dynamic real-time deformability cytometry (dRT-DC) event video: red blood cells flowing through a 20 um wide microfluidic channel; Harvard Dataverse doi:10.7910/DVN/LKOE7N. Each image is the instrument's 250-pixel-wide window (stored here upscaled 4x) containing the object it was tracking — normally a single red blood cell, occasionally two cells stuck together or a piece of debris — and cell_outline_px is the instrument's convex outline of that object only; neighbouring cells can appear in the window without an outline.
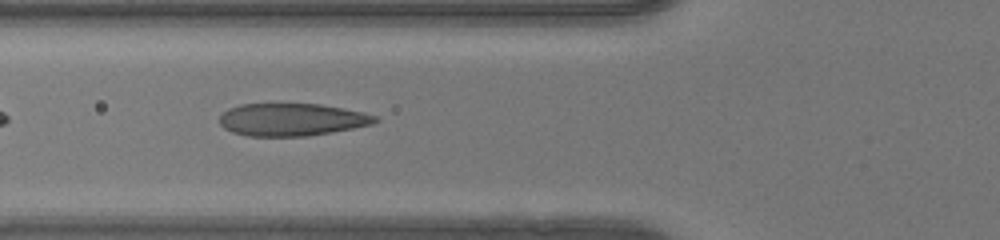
{"species": "human", "species_latin": "Homo sapiens", "temperature_condition": "warm", "stored_images_in_passage": 37, "camera_frame_rate_fps": 3000, "um_per_image_px": 0.085, "donor": {"sex": "female"}, "frame": {"image": 1, "passage_image": 6, "time_ms": 1.667, "image_size_px": [1000, 240], "cell_outline_px": [[380, 120], [372, 124], [332, 132], [308, 136], [248, 136], [232, 132], [224, 128], [220, 124], [220, 116], [228, 108], [240, 104], [320, 104], [344, 108], [364, 112], [376, 116]], "centroid_in_image_um": [24.81, 10.16], "position_along_channel_um": 101.0, "area_um2": 29.54}}
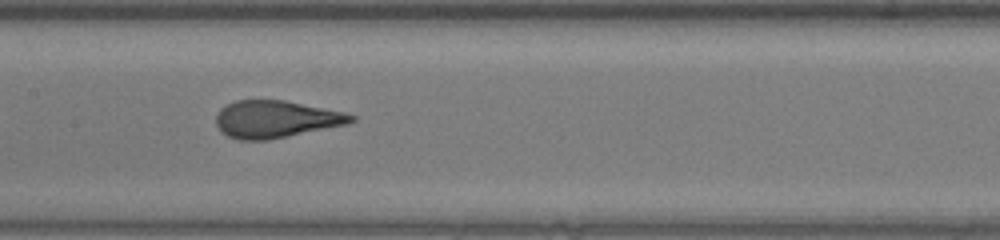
{"frame": {"image": 2, "passage_image": 12, "time_ms": 3.667, "image_size_px": [1000, 240], "cell_outline_px": [[356, 120], [348, 124], [268, 140], [240, 140], [228, 136], [220, 132], [216, 124], [216, 112], [220, 108], [236, 100], [284, 100], [344, 112], [356, 116]], "centroid_in_image_um": [23.42, 10.13], "position_along_channel_um": 184.0, "area_um2": 29.36}}
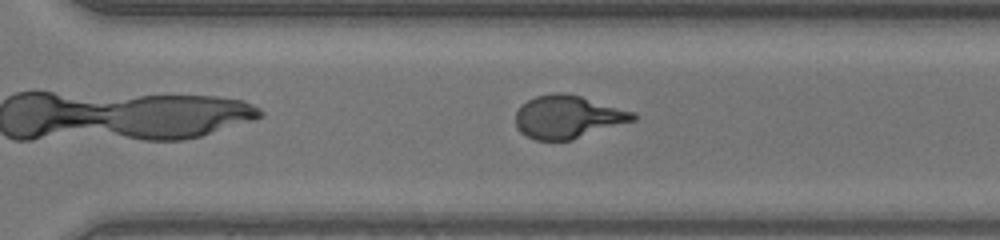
{"frame": {"image": 3, "passage_image": 22, "time_ms": 7.0, "image_size_px": [1000, 240], "cell_outline_px": [[636, 120], [572, 140], [536, 140], [520, 132], [516, 124], [516, 112], [528, 100], [536, 96], [556, 92], [560, 92], [580, 96], [636, 112]], "centroid_in_image_um": [48.3, 9.94], "position_along_channel_um": 322.3, "area_um2": 29.19}, "authors_computed_cell_mechanics": {"area_um2": 29.5358, "velocity_mm_per_s": 4.163, "shape_relaxation_time_tau1_ms": 5.6366, "shape_relaxation_time_tau2_ms": null, "deformation_change_tau1": 0.242, "deformation_change_tau2": null}}